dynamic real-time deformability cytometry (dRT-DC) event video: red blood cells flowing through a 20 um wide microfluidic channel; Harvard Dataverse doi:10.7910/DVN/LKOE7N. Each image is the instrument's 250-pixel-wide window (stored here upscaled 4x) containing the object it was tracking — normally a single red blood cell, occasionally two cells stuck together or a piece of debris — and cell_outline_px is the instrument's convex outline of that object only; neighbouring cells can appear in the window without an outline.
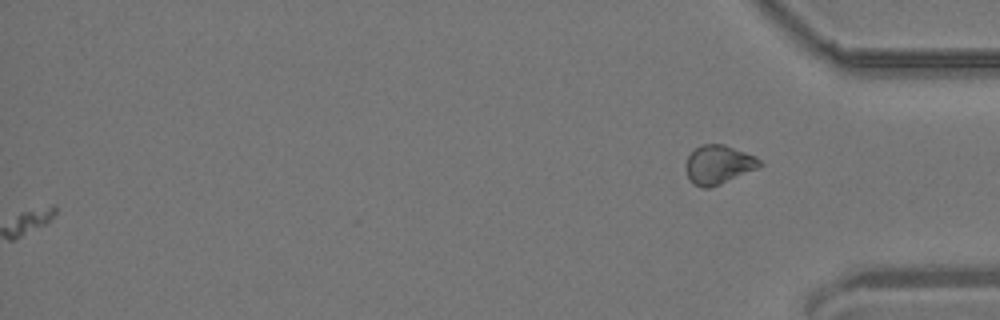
{"species": "common noctule bat (a hibernating species)", "species_latin": "Nyctalus noctula", "temperature_condition": "room temperature", "stored_images_in_passage": 61, "camera_frame_rate_fps": 3000, "um_per_image_px": 0.085, "animal": {"sex": "male", "body_mass_g": 19.2, "forearm_length_mm": 51.8}, "frame": {"image": 1, "passage_image": 61, "time_ms": 20.0, "image_size_px": [1000, 320], "cell_outline_px": [[764, 164], [756, 168], [720, 184], [708, 188], [704, 188], [692, 184], [684, 168], [684, 164], [688, 156], [700, 144], [724, 144], [756, 156]], "centroid_in_image_um": [61.04, 13.98], "position_along_channel_um": 374.2, "area_um2": 16.7}}